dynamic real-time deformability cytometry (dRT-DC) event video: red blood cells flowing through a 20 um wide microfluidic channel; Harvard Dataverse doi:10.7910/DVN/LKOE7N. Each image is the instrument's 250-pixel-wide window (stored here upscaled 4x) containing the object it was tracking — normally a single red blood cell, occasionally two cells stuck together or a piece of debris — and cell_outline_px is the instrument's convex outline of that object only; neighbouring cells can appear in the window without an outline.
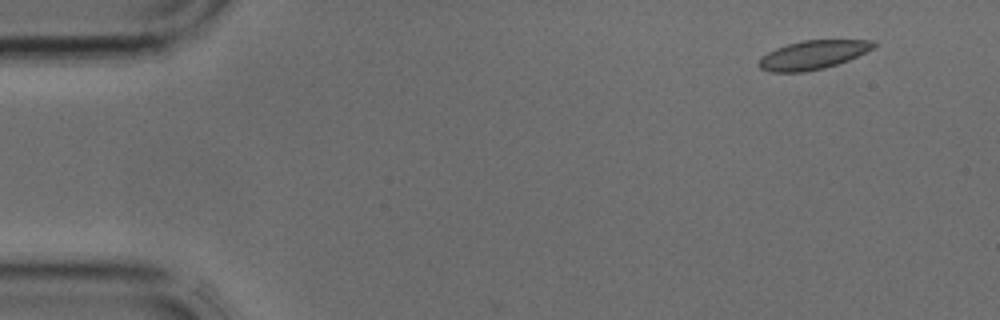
{"species": "common noctule bat (a hibernating species)", "species_latin": "Nyctalus noctula", "temperature_condition": "cold", "stored_images_in_passage": 2, "camera_frame_rate_fps": 3000, "um_per_image_px": 0.085, "animal": {"sex": "male", "body_mass_g": 17.9, "forearm_length_mm": 54.2}, "frame": {"image": 1, "passage_image": 1, "time_ms": 0.0, "image_size_px": [1000, 320], "cell_outline_px": [[876, 48], [848, 60], [824, 68], [804, 72], [772, 72], [760, 68], [756, 64], [768, 52], [776, 48], [788, 44], [804, 40], [876, 40]], "centroid_in_image_um": [69.14, 4.66], "position_along_channel_um": 15.9, "area_um2": 19.19}}